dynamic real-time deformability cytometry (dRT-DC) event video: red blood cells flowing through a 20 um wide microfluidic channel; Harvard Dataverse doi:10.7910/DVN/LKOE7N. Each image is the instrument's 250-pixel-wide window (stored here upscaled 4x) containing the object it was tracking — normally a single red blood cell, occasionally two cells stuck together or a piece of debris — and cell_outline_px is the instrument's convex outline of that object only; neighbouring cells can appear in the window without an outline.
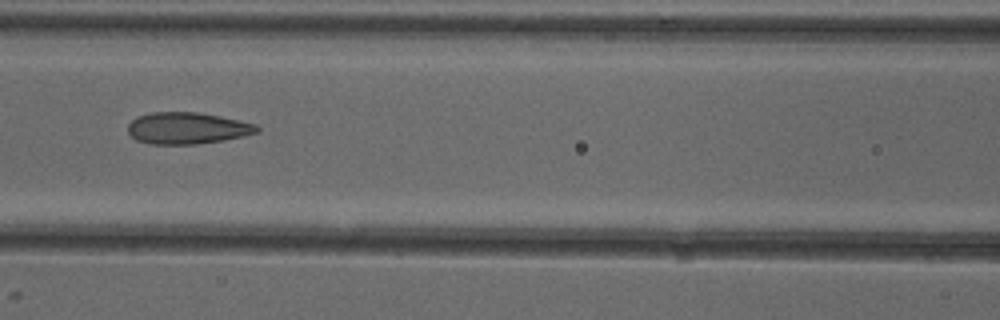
{"species": "common noctule bat (a hibernating species)", "species_latin": "Nyctalus noctula", "temperature_condition": "cold", "stored_images_in_passage": 6, "camera_frame_rate_fps": 3000, "um_per_image_px": 0.085, "animal": {"sex": "female"}, "frame": {"image": 1, "passage_image": 6, "time_ms": 5.667, "image_size_px": [1000, 320], "cell_outline_px": [[260, 132], [244, 136], [224, 140], [196, 144], [148, 144], [136, 140], [128, 132], [128, 124], [136, 116], [152, 112], [200, 112], [220, 116], [256, 124], [260, 128]], "centroid_in_image_um": [15.92, 10.89], "position_along_channel_um": 150.7, "area_um2": 23.99}}